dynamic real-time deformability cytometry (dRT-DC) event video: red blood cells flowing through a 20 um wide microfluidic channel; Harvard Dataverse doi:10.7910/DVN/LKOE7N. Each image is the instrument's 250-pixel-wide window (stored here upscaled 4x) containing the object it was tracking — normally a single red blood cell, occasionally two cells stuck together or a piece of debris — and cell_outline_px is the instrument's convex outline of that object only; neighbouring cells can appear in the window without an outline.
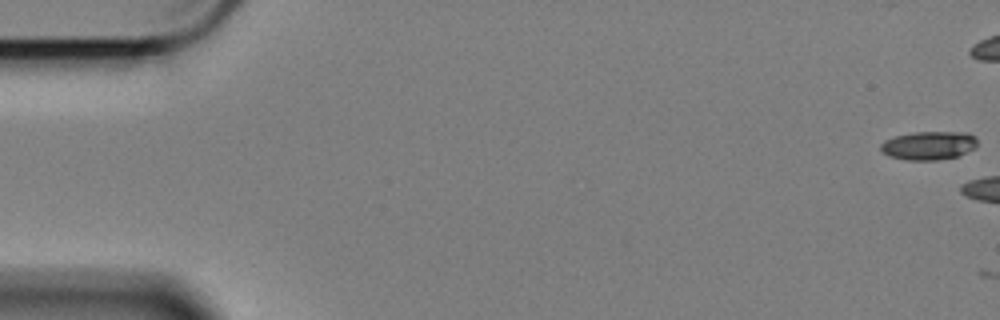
{"species": "Egyptian fruit bat (a non-hibernating species)", "species_latin": "Rousettus aegyptiacus", "temperature_condition": "cold", "stored_images_in_passage": 3, "camera_frame_rate_fps": 3000, "um_per_image_px": 0.085, "animal": {"sex": "female"}, "frame": {"image": 1, "passage_image": 1, "time_ms": 0.0, "image_size_px": [1000, 320], "cell_outline_px": [[976, 148], [960, 156], [936, 160], [908, 160], [888, 156], [880, 152], [880, 144], [884, 140], [896, 136], [912, 132], [968, 132], [976, 136]], "centroid_in_image_um": [78.95, 12.37], "position_along_channel_um": 6.1, "area_um2": 16.36}}